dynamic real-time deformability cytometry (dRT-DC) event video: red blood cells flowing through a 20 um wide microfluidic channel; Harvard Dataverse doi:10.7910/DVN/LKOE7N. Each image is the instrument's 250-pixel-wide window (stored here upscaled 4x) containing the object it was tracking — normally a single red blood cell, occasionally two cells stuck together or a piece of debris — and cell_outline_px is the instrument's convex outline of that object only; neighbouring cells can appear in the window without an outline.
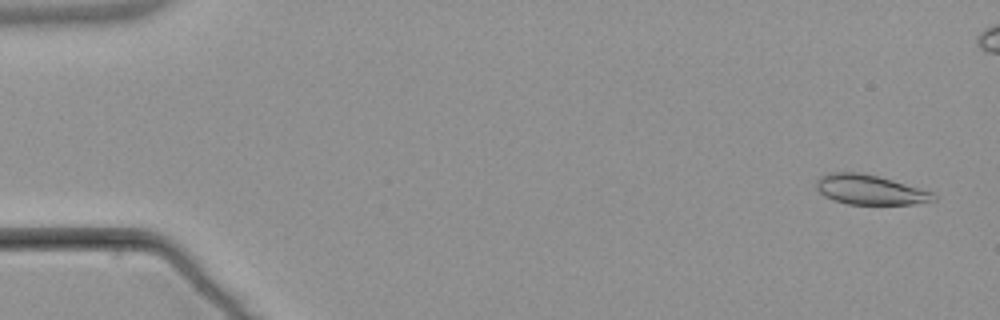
{"species": "common noctule bat (a hibernating species)", "species_latin": "Nyctalus noctula", "temperature_condition": "warm", "stored_images_in_passage": 7, "camera_frame_rate_fps": 3000, "um_per_image_px": 0.085, "animal": {"sex": "male", "body_mass_g": 21.5, "forearm_length_mm": 52.0}, "frame": {"image": 1, "passage_image": 1, "time_ms": 0.0, "image_size_px": [1000, 320], "cell_outline_px": [[936, 200], [912, 204], [848, 204], [832, 200], [824, 196], [816, 188], [816, 180], [824, 172], [860, 172], [892, 180], [932, 192], [936, 196]], "centroid_in_image_um": [73.88, 16.12], "position_along_channel_um": 11.1, "area_um2": 20.29}}